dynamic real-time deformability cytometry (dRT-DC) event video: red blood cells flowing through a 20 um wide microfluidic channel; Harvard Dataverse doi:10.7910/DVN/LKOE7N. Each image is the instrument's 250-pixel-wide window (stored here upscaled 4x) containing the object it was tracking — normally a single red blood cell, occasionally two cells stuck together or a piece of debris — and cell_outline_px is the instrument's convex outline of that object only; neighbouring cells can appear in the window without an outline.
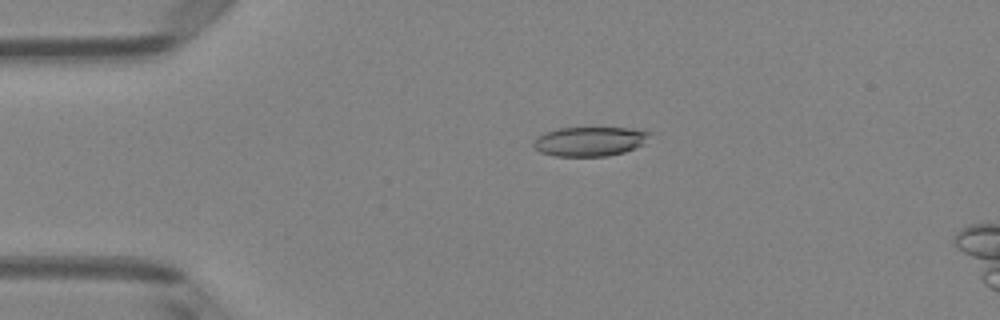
{"species": "Egyptian fruit bat (a non-hibernating species)", "species_latin": "Rousettus aegyptiacus", "temperature_condition": "room temperature", "stored_images_in_passage": 3, "camera_frame_rate_fps": 3000, "um_per_image_px": 0.085, "animal": {"sex": "female"}, "frame": {"image": 1, "passage_image": 1, "time_ms": 0.0, "image_size_px": [1000, 320], "cell_outline_px": [[652, 132], [644, 144], [624, 152], [608, 156], [556, 156], [540, 152], [532, 144], [536, 136], [544, 132], [560, 128], [628, 128]], "centroid_in_image_um": [50.11, 12.02], "position_along_channel_um": 34.9, "area_um2": 19.88}}